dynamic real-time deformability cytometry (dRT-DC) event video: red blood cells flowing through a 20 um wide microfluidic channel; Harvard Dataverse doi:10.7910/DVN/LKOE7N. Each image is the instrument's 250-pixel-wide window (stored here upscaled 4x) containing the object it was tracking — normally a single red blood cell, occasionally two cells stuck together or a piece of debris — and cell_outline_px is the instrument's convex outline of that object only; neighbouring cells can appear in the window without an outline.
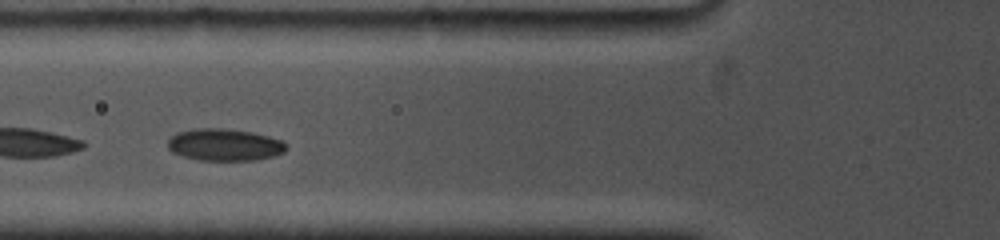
{"species": "common noctule bat (a hibernating species)", "species_latin": "Nyctalus noctula", "temperature_condition": "cold", "stored_images_in_passage": 28, "camera_frame_rate_fps": 5000, "um_per_image_px": 0.085, "animal": {"sex": "female", "body_mass_g": 19.0, "forearm_length_mm": 53.3}, "frame": {"image": 1, "passage_image": 8, "time_ms": 1.4, "image_size_px": [1000, 240], "cell_outline_px": [[288, 148], [284, 152], [272, 156], [256, 160], [200, 160], [184, 156], [172, 152], [168, 148], [168, 140], [176, 132], [192, 128], [224, 128], [252, 132], [268, 136], [280, 140], [288, 144]], "centroid_in_image_um": [19.08, 12.29], "position_along_channel_um": 106.7, "area_um2": 22.2}}